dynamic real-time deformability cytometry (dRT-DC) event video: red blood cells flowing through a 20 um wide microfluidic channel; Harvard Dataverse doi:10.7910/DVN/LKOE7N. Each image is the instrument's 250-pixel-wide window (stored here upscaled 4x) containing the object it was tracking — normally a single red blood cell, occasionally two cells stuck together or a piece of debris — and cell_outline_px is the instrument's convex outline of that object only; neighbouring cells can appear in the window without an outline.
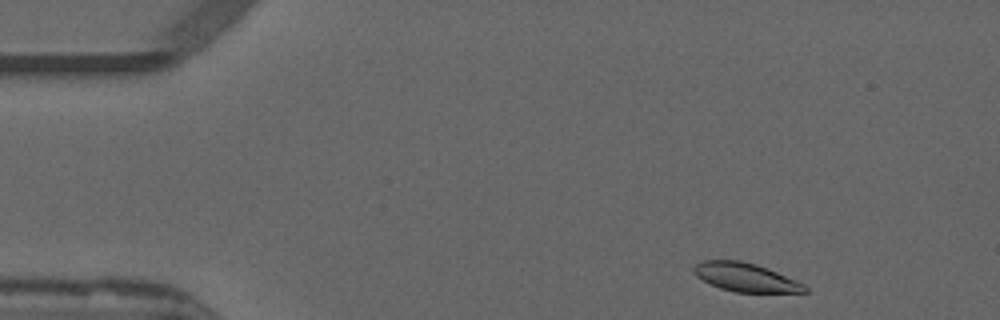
{"species": "common noctule bat (a hibernating species)", "species_latin": "Nyctalus noctula", "temperature_condition": "warm", "stored_images_in_passage": 48, "camera_frame_rate_fps": 3000, "um_per_image_px": 0.085, "animal": {"sex": "male", "forearm_length_mm": 52.5}, "frame": {"image": 1, "passage_image": 2, "time_ms": 0.333, "image_size_px": [1000, 320], "cell_outline_px": [[808, 292], [736, 292], [720, 288], [696, 276], [692, 272], [692, 268], [696, 264], [704, 260], [740, 260], [756, 264], [768, 268], [804, 284], [808, 288]], "centroid_in_image_um": [63.36, 23.56], "position_along_channel_um": 21.6, "area_um2": 18.38}}
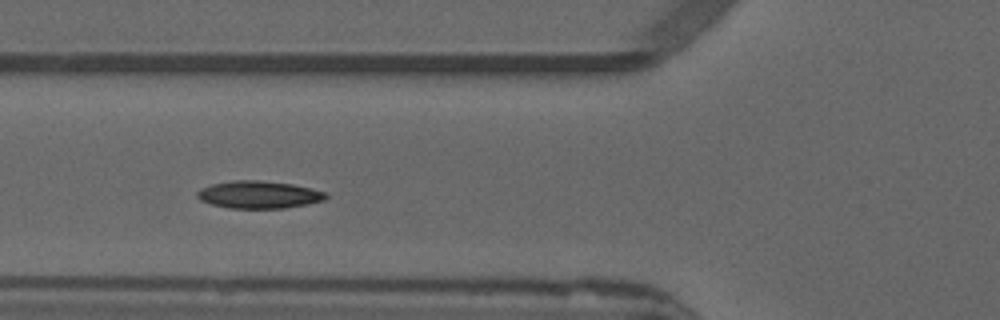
{"frame": {"image": 2, "passage_image": 15, "time_ms": 4.667, "image_size_px": [1000, 320], "cell_outline_px": [[328, 196], [324, 200], [308, 204], [284, 208], [228, 208], [212, 204], [200, 200], [196, 196], [196, 192], [200, 188], [212, 184], [232, 180], [260, 180], [292, 184], [312, 188], [328, 192]], "centroid_in_image_um": [22.01, 16.54], "position_along_channel_um": 103.8, "area_um2": 20.75}}
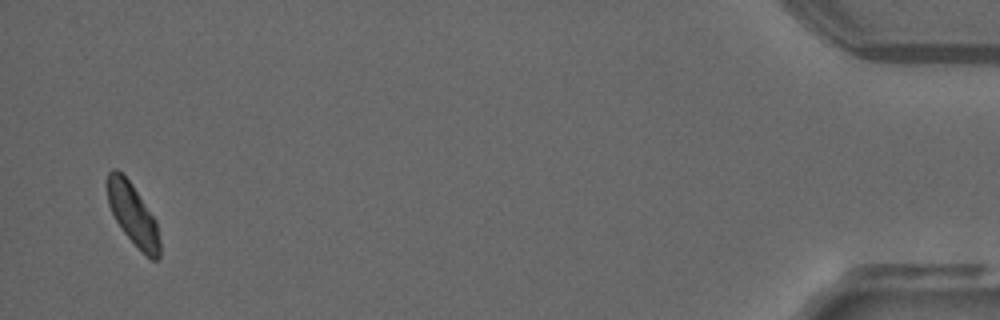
{"frame": {"image": 3, "passage_image": 47, "time_ms": 15.333, "image_size_px": [1000, 320], "cell_outline_px": [[160, 256], [156, 260], [152, 260], [124, 232], [116, 220], [108, 204], [108, 172], [112, 168], [116, 168], [132, 184], [156, 220], [160, 240]], "centroid_in_image_um": [11.31, 18.21], "position_along_channel_um": 423.9, "area_um2": 18.26}, "authors_computed_cell_mechanics": {"area_um2": 19.6809, "velocity_mm_per_s": 3.8313, "shape_relaxation_time_tau1_ms": 3.5942, "shape_relaxation_time_tau2_ms": 4.7408, "deformation_change_tau1": 0.1295, "deformation_change_tau2": 0.0918}}